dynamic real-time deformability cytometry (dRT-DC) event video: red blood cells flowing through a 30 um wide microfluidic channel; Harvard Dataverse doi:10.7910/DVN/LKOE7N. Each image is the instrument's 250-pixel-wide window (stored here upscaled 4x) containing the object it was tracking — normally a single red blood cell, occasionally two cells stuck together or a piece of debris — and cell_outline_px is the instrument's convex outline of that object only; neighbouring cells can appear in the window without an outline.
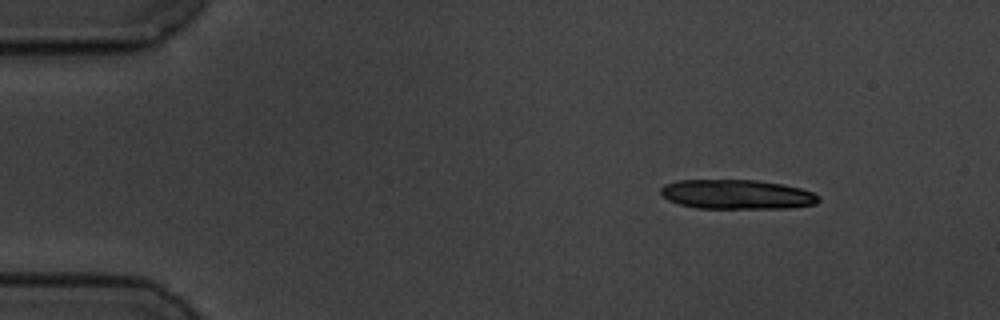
{"species": "common noctule bat (a hibernating species)", "species_latin": "Nyctalus noctula", "temperature_condition": "cold", "stored_images_in_passage": 3, "camera_frame_rate_fps": 3000, "um_per_image_px": 0.085, "animal": {"sex": "male", "body_mass_g": 19.5, "forearm_length_mm": 54.6}, "frame": {"image": 1, "passage_image": 1, "time_ms": 0.0, "image_size_px": [1000, 320], "cell_outline_px": [[820, 200], [816, 204], [788, 208], [696, 208], [680, 204], [668, 200], [660, 192], [660, 188], [664, 184], [676, 180], [756, 180], [784, 184], [800, 188], [812, 192], [820, 196]], "centroid_in_image_um": [62.64, 16.52], "position_along_channel_um": 22.4, "area_um2": 27.22}}